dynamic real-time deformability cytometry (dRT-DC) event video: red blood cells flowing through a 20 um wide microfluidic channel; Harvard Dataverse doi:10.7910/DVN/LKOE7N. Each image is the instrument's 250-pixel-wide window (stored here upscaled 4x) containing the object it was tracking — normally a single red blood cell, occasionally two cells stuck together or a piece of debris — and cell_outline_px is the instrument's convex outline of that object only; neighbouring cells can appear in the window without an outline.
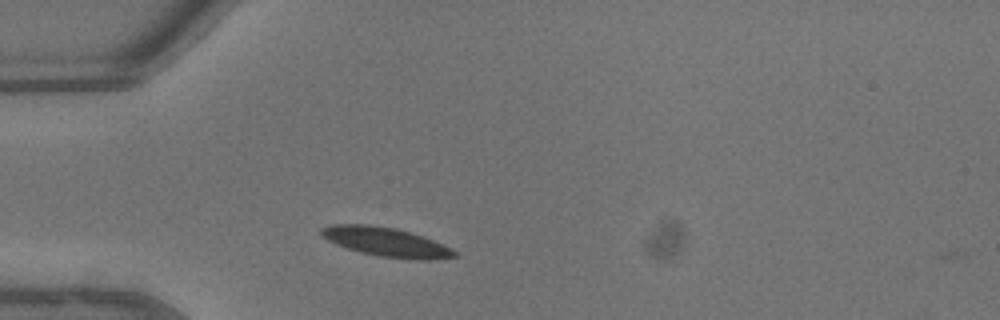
{"species": "common noctule bat (a hibernating species)", "species_latin": "Nyctalus noctula", "temperature_condition": "warm", "stored_images_in_passage": 3, "camera_frame_rate_fps": 3000, "um_per_image_px": 0.085, "animal": {"sex": "male", "body_mass_g": 13.3}, "frame": {"image": 1, "passage_image": 2, "time_ms": 0.333, "image_size_px": [1000, 320], "cell_outline_px": [[456, 256], [428, 260], [412, 260], [380, 256], [360, 252], [336, 244], [320, 236], [320, 228], [332, 224], [368, 224], [396, 228], [424, 236], [452, 248], [456, 252]], "centroid_in_image_um": [32.8, 20.56], "position_along_channel_um": 52.2, "area_um2": 22.66}}